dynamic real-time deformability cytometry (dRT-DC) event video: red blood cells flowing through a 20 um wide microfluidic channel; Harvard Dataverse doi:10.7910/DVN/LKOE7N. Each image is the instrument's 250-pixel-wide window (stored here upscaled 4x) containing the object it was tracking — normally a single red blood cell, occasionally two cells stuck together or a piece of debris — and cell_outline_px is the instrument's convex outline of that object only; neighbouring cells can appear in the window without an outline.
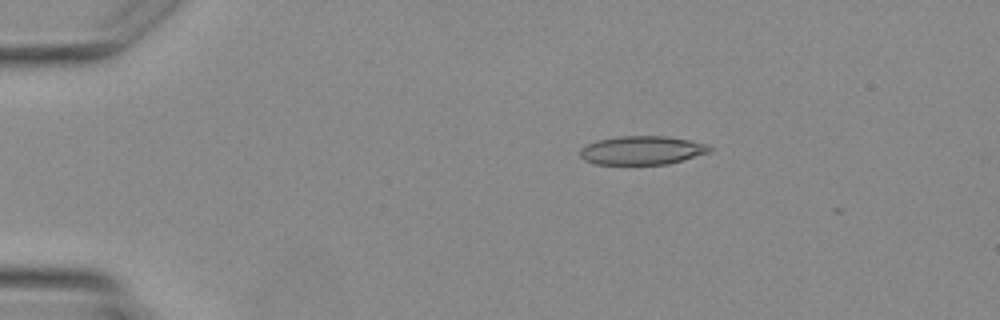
{"species": "Egyptian fruit bat (a non-hibernating species)", "species_latin": "Rousettus aegyptiacus", "temperature_condition": "warm", "stored_images_in_passage": 4, "camera_frame_rate_fps": 3000, "um_per_image_px": 0.085, "animal": {"sex": "female"}, "frame": {"image": 1, "passage_image": 3, "time_ms": 2.333, "image_size_px": [1000, 320], "cell_outline_px": [[712, 148], [708, 152], [668, 164], [596, 164], [584, 160], [580, 156], [580, 148], [596, 140], [620, 136], [664, 136], [688, 140], [708, 144]], "centroid_in_image_um": [54.53, 12.77], "position_along_channel_um": 30.5, "area_um2": 21.44}}
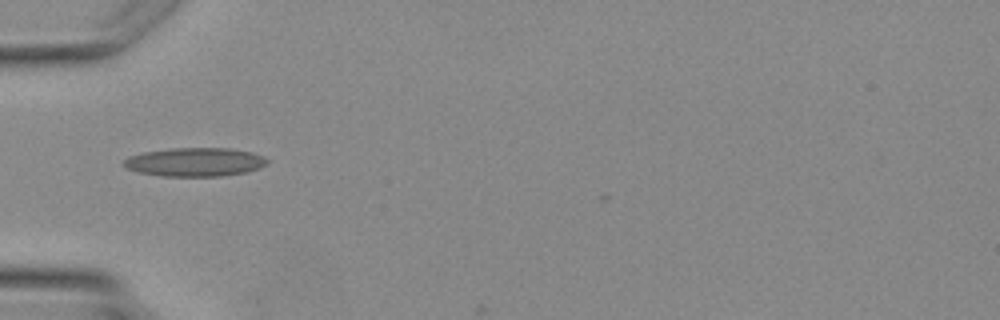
{"frame": {"image": 2, "passage_image": 4, "time_ms": 4.333, "image_size_px": [1000, 320], "cell_outline_px": [[268, 164], [260, 168], [244, 172], [220, 176], [164, 176], [140, 172], [128, 168], [120, 164], [128, 156], [144, 152], [172, 148], [228, 148], [248, 152], [264, 156], [268, 160]], "centroid_in_image_um": [16.56, 13.77], "position_along_channel_um": 68.4, "area_um2": 23.81}}